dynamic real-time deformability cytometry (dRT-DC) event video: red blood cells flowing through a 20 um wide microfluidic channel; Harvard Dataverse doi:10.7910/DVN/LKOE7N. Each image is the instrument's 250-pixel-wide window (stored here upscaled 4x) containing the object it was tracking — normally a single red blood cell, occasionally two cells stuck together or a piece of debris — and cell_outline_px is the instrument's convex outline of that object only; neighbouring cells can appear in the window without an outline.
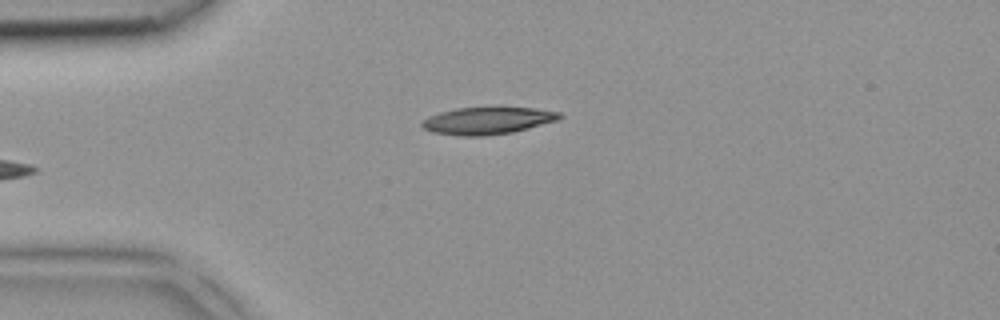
{"species": "common noctule bat (a hibernating species)", "species_latin": "Nyctalus noctula", "temperature_condition": "room temperature", "stored_images_in_passage": 3, "camera_frame_rate_fps": 3000, "um_per_image_px": 0.085, "animal": {"sex": "female", "body_mass_g": 18.4}, "frame": {"image": 1, "passage_image": 3, "time_ms": 0.667, "image_size_px": [1000, 320], "cell_outline_px": [[564, 116], [560, 120], [512, 132], [484, 136], [464, 136], [432, 132], [424, 128], [420, 124], [420, 120], [428, 116], [440, 112], [456, 108], [496, 104], [536, 108], [560, 112]], "centroid_in_image_um": [41.48, 10.2], "position_along_channel_um": 43.5, "area_um2": 22.95}}